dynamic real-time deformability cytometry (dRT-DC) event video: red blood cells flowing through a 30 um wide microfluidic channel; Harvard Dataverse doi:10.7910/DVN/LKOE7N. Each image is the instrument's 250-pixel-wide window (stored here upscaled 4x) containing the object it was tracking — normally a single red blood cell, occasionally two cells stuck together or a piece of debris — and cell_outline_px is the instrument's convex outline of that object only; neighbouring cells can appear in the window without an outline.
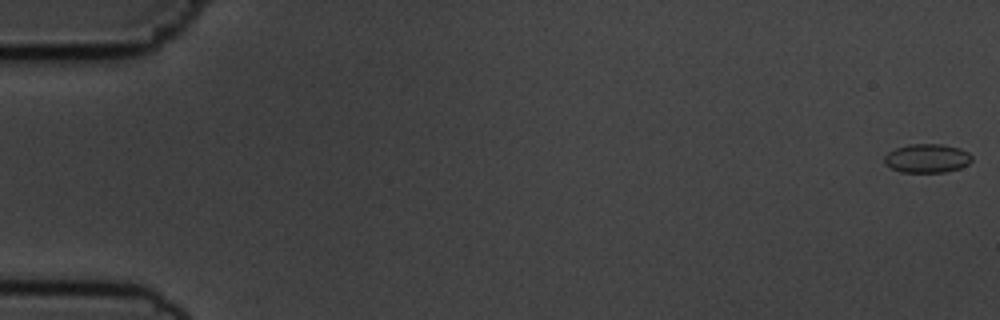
{"species": "common noctule bat (a hibernating species)", "species_latin": "Nyctalus noctula", "temperature_condition": "cold", "stored_images_in_passage": 55, "camera_frame_rate_fps": 3000, "um_per_image_px": 0.085, "animal": {"sex": "male", "body_mass_g": 19.5, "forearm_length_mm": 54.6}, "frame": {"image": 1, "passage_image": 1, "time_ms": 0.0, "image_size_px": [1000, 320], "cell_outline_px": [[972, 160], [968, 164], [960, 168], [944, 172], [900, 172], [884, 164], [884, 156], [888, 152], [896, 148], [908, 144], [940, 144], [960, 148], [968, 152], [972, 156]], "centroid_in_image_um": [78.79, 13.45], "position_along_channel_um": 6.2, "area_um2": 14.74}}
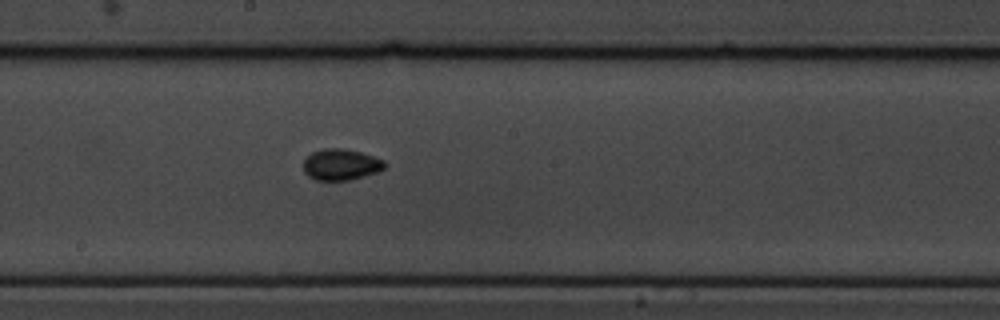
{"frame": {"image": 2, "passage_image": 31, "time_ms": 10.0, "image_size_px": [1000, 320], "cell_outline_px": [[388, 164], [384, 168], [376, 172], [348, 180], [316, 180], [308, 176], [304, 172], [304, 160], [312, 152], [324, 148], [344, 148], [360, 152], [384, 160]], "centroid_in_image_um": [28.97, 13.98], "position_along_channel_um": 219.2, "area_um2": 14.68}}
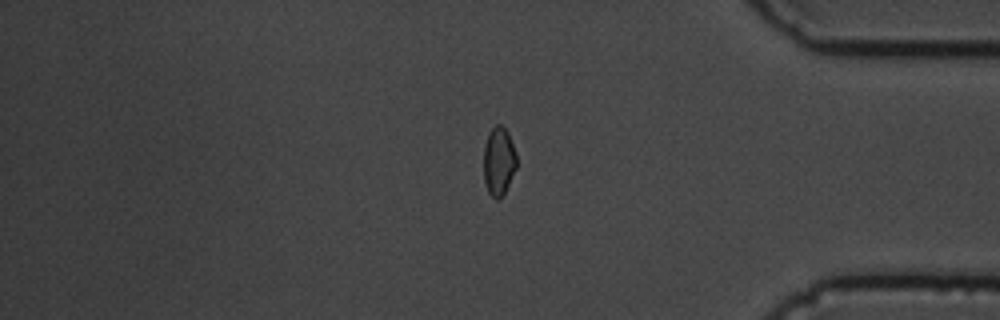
{"frame": {"image": 3, "passage_image": 47, "time_ms": 15.333, "image_size_px": [1000, 320], "cell_outline_px": [[516, 168], [500, 200], [496, 200], [488, 192], [484, 180], [484, 144], [488, 132], [496, 124], [500, 124], [508, 132], [516, 152]], "centroid_in_image_um": [42.38, 13.69], "position_along_channel_um": 392.8, "area_um2": 13.18}, "authors_computed_cell_mechanics": {"area_um2": 14.161, "velocity_mm_per_s": 3.6676, "shape_relaxation_time_tau1_ms": 5.7768, "shape_relaxation_time_tau2_ms": null, "deformation_change_tau1": 0.0758, "deformation_change_tau2": null}}